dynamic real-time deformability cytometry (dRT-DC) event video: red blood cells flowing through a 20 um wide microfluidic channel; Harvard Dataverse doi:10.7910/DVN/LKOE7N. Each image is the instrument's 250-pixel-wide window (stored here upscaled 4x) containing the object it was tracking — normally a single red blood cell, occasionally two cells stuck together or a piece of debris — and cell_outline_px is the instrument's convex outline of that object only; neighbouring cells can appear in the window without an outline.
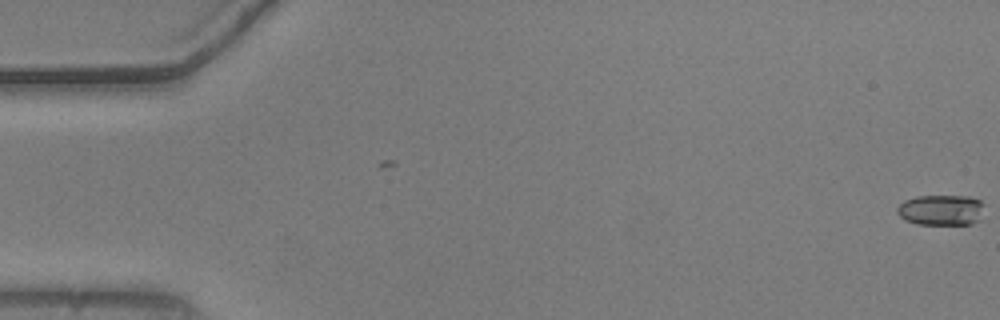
{"species": "common noctule bat (a hibernating species)", "species_latin": "Nyctalus noctula", "temperature_condition": "warm", "stored_images_in_passage": 7, "camera_frame_rate_fps": 3000, "um_per_image_px": 0.085, "animal": {"sex": "male", "body_mass_g": 20.5, "forearm_length_mm": 52.5}, "frame": {"image": 1, "passage_image": 1, "time_ms": 0.0, "image_size_px": [1000, 320], "cell_outline_px": [[984, 204], [980, 220], [972, 224], [916, 224], [904, 220], [896, 212], [896, 208], [904, 200], [916, 196], [968, 196], [980, 200]], "centroid_in_image_um": [79.99, 17.85], "position_along_channel_um": 5.0, "area_um2": 15.72}}